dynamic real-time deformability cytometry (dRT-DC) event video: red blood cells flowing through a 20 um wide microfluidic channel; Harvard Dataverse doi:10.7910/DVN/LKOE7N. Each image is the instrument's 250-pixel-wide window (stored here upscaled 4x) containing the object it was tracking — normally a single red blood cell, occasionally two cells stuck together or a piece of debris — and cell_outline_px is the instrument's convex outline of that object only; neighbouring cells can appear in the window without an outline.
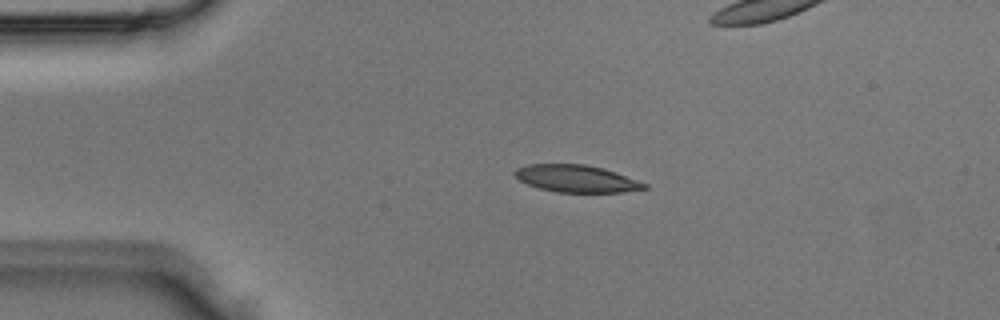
{"species": "Egyptian fruit bat (a non-hibernating species)", "species_latin": "Rousettus aegyptiacus", "temperature_condition": "room temperature", "stored_images_in_passage": 4, "camera_frame_rate_fps": 3000, "um_per_image_px": 0.085, "animal": {"sex": "male"}, "frame": {"image": 1, "passage_image": 2, "time_ms": 0.333, "image_size_px": [1000, 320], "cell_outline_px": [[648, 188], [620, 192], [556, 192], [540, 188], [528, 184], [520, 180], [512, 172], [516, 168], [528, 164], [584, 164], [604, 168], [616, 172], [648, 184]], "centroid_in_image_um": [48.99, 15.17], "position_along_channel_um": 36.0, "area_um2": 20.46}}